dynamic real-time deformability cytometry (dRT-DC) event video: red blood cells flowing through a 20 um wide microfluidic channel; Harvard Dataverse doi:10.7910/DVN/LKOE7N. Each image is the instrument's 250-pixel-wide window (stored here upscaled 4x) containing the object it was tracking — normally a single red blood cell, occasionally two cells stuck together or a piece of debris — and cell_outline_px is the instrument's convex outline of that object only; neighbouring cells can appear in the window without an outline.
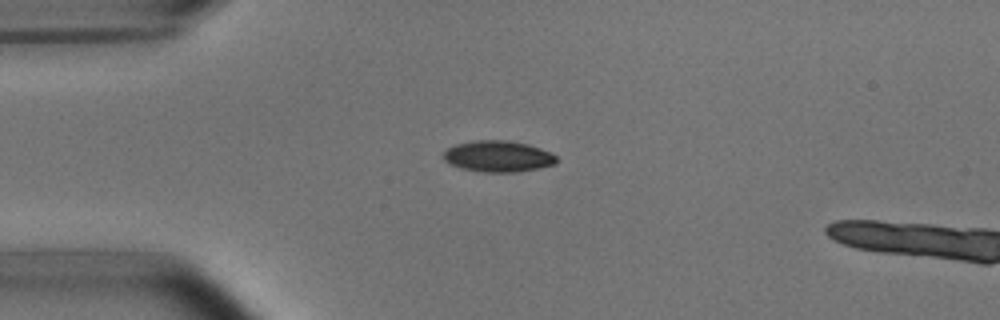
{"species": "common noctule bat (a hibernating species)", "species_latin": "Nyctalus noctula", "temperature_condition": "room temperature", "stored_images_in_passage": 39, "camera_frame_rate_fps": 3000, "um_per_image_px": 0.085, "animal": {"sex": "male", "body_mass_g": 15.6}, "frame": {"image": 1, "passage_image": 1, "time_ms": 0.0, "image_size_px": [1000, 320], "cell_outline_px": [[556, 164], [540, 168], [516, 172], [484, 172], [460, 168], [444, 160], [444, 152], [448, 148], [456, 144], [472, 140], [508, 140], [528, 144], [540, 148], [556, 156]], "centroid_in_image_um": [42.34, 13.28], "position_along_channel_um": 42.7, "area_um2": 20.52}}
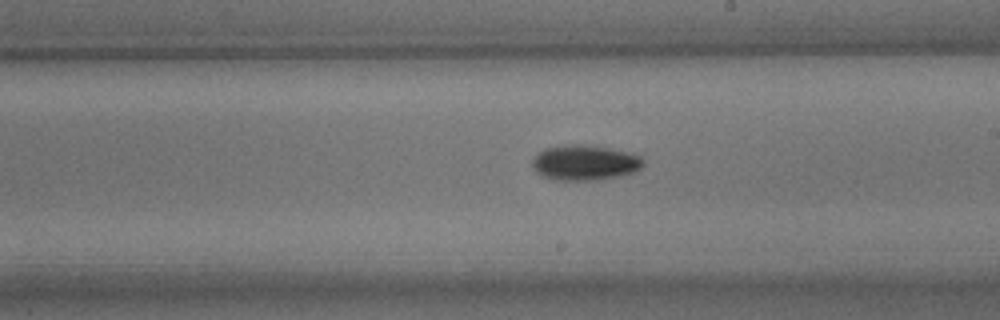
{"frame": {"image": 2, "passage_image": 18, "time_ms": 5.667, "image_size_px": [1000, 320], "cell_outline_px": [[644, 164], [640, 168], [632, 172], [620, 176], [596, 180], [556, 180], [544, 176], [536, 172], [532, 168], [532, 160], [544, 148], [564, 144], [580, 144], [608, 148], [640, 156], [644, 160]], "centroid_in_image_um": [49.67, 13.83], "position_along_channel_um": 239.3, "area_um2": 22.66}}
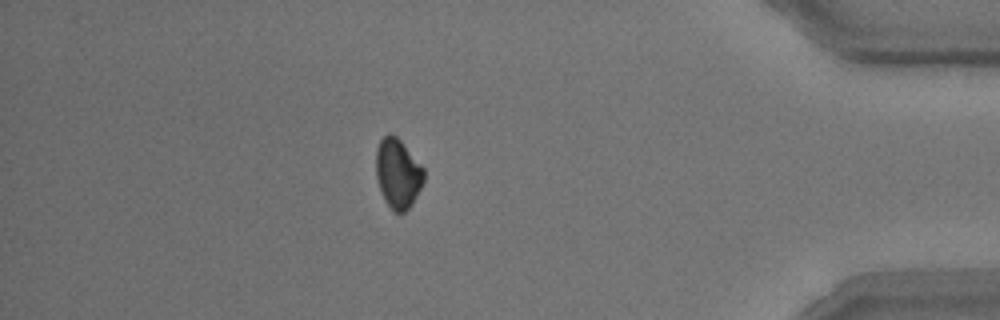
{"frame": {"image": 3, "passage_image": 34, "time_ms": 11.0, "image_size_px": [1000, 320], "cell_outline_px": [[424, 180], [412, 204], [404, 212], [392, 212], [384, 200], [380, 192], [376, 176], [376, 148], [380, 140], [388, 132], [396, 136], [400, 140], [424, 168]], "centroid_in_image_um": [33.79, 14.75], "position_along_channel_um": 401.4, "area_um2": 19.48}, "authors_computed_cell_mechanics": {"area_um2": 20.808, "velocity_mm_per_s": 3.8093, "shape_relaxation_time_tau1_ms": 2.4945, "shape_relaxation_time_tau2_ms": null, "deformation_change_tau1": 0.0919, "deformation_change_tau2": null}}